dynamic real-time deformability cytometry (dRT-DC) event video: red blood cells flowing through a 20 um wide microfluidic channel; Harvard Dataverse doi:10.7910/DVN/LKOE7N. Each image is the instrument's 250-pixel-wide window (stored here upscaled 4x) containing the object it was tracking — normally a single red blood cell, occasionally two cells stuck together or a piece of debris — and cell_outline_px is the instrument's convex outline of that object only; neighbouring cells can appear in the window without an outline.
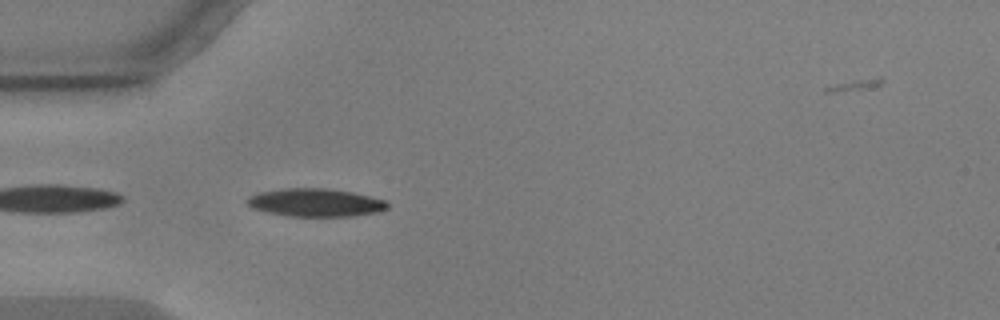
{"species": "common noctule bat (a hibernating species)", "species_latin": "Nyctalus noctula", "temperature_condition": "warm", "stored_images_in_passage": 26, "camera_frame_rate_fps": 3000, "um_per_image_px": 0.085, "animal": {"sex": "male", "body_mass_g": 17.9, "forearm_length_mm": 54.2}, "frame": {"image": 1, "passage_image": 2, "time_ms": 0.333, "image_size_px": [1000, 320], "cell_outline_px": [[388, 208], [380, 212], [352, 216], [288, 216], [268, 212], [252, 208], [244, 200], [248, 196], [260, 192], [284, 188], [324, 188], [352, 192], [384, 200], [388, 204]], "centroid_in_image_um": [26.79, 17.22], "position_along_channel_um": 58.2, "area_um2": 22.89}}
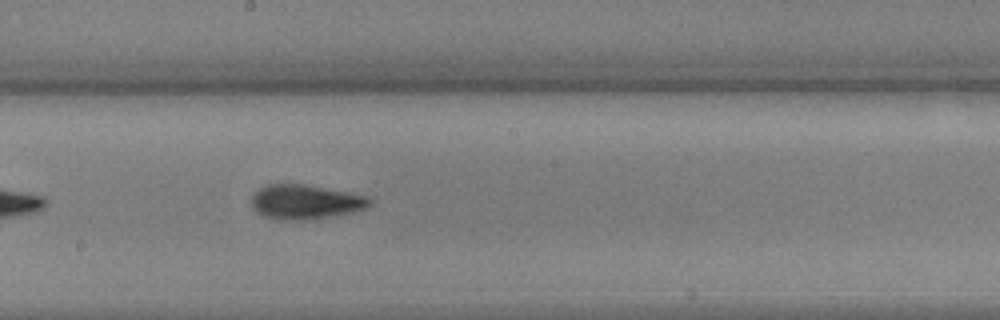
{"frame": {"image": 2, "passage_image": 16, "time_ms": 5.0, "image_size_px": [1000, 320], "cell_outline_px": [[372, 204], [364, 208], [352, 212], [308, 220], [276, 220], [264, 216], [256, 212], [252, 208], [252, 196], [260, 188], [268, 184], [304, 184], [348, 192], [368, 196], [372, 200]], "centroid_in_image_um": [25.94, 17.17], "position_along_channel_um": 222.3, "area_um2": 23.76}}
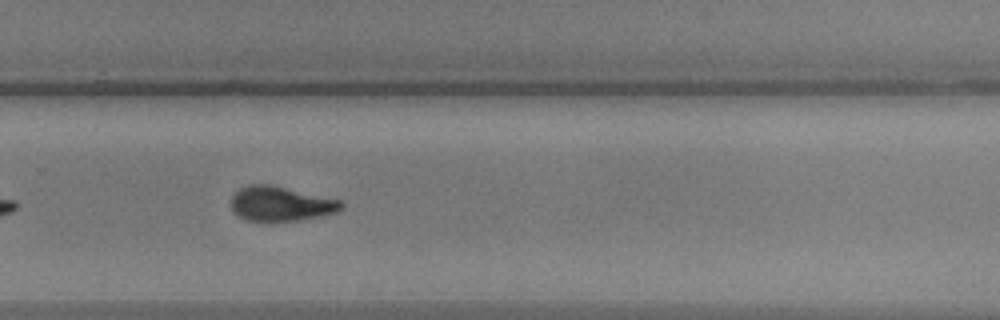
{"frame": {"image": 3, "passage_image": 23, "time_ms": 7.333, "image_size_px": [1000, 320], "cell_outline_px": [[344, 204], [336, 212], [296, 220], [244, 220], [232, 212], [232, 196], [240, 188], [248, 184], [272, 184], [340, 200]], "centroid_in_image_um": [23.81, 17.29], "position_along_channel_um": 306.0, "area_um2": 21.91}}